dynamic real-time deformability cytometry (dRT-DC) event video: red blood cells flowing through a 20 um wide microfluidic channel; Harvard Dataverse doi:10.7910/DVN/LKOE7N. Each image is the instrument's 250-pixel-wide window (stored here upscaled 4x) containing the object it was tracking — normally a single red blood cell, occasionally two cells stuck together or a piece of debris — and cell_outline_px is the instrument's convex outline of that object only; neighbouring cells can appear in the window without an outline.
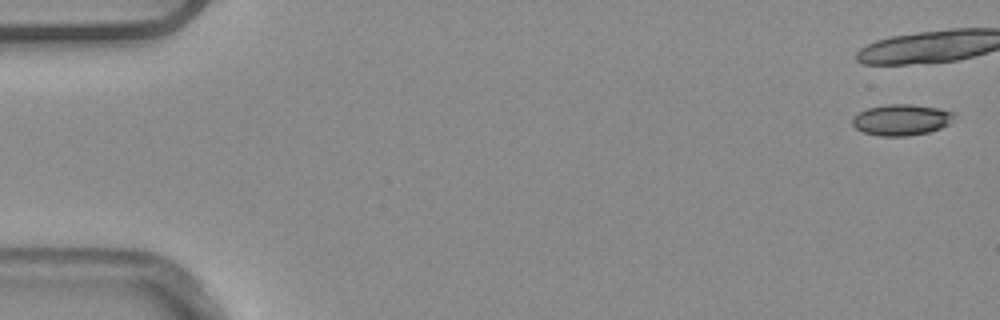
{"species": "common noctule bat (a hibernating species)", "species_latin": "Nyctalus noctula", "temperature_condition": "warm", "stored_images_in_passage": 6, "camera_frame_rate_fps": 3000, "um_per_image_px": 0.085, "animal": {"sex": "male", "body_mass_g": 20.4}, "frame": {"image": 1, "passage_image": 1, "time_ms": 0.0, "image_size_px": [1000, 320], "cell_outline_px": [[952, 116], [948, 124], [940, 128], [928, 132], [908, 136], [880, 136], [864, 132], [856, 128], [852, 124], [852, 116], [868, 108], [888, 104], [912, 104], [936, 108], [952, 112]], "centroid_in_image_um": [76.56, 10.19], "position_along_channel_um": 8.4, "area_um2": 18.15}}
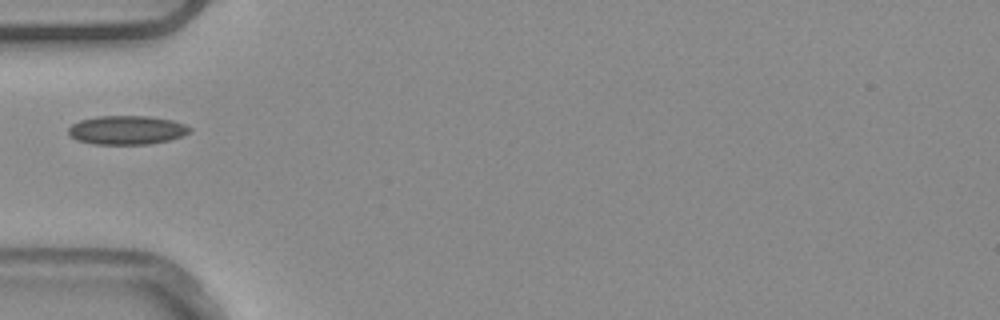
{"frame": {"image": 2, "passage_image": 6, "time_ms": 1.667, "image_size_px": [1000, 320], "cell_outline_px": [[192, 132], [168, 140], [148, 144], [92, 144], [76, 140], [68, 132], [68, 128], [72, 124], [80, 120], [96, 116], [148, 116], [172, 120], [184, 124], [192, 128]], "centroid_in_image_um": [10.77, 11.05], "position_along_channel_um": 74.2, "area_um2": 20.4}}